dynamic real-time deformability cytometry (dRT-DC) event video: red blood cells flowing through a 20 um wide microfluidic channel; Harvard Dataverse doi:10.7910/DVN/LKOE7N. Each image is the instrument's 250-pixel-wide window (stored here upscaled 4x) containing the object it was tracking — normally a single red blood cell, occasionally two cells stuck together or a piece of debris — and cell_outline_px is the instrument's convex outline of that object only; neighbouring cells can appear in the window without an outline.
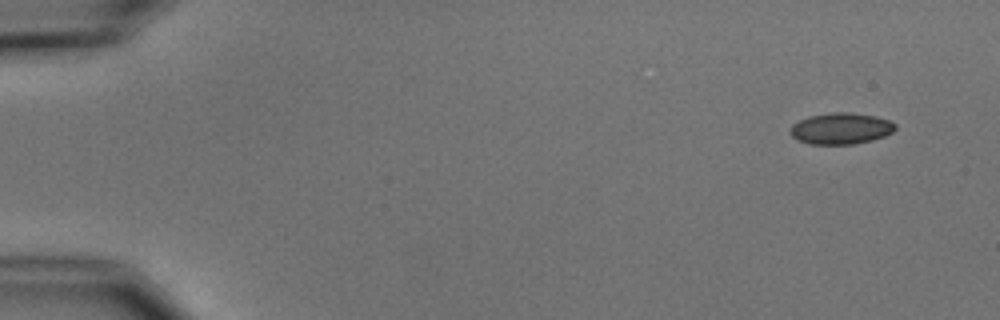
{"species": "common noctule bat (a hibernating species)", "species_latin": "Nyctalus noctula", "temperature_condition": "cold", "stored_images_in_passage": 4, "camera_frame_rate_fps": 3000, "um_per_image_px": 0.085, "animal": {"sex": "male", "body_mass_g": 15.6}, "frame": {"image": 1, "passage_image": 1, "time_ms": 0.0, "image_size_px": [1000, 320], "cell_outline_px": [[896, 128], [892, 132], [884, 136], [872, 140], [852, 144], [812, 144], [796, 140], [792, 136], [792, 124], [808, 116], [832, 112], [848, 112], [876, 116], [888, 120], [896, 124]], "centroid_in_image_um": [71.49, 10.92], "position_along_channel_um": 13.5, "area_um2": 19.07}}